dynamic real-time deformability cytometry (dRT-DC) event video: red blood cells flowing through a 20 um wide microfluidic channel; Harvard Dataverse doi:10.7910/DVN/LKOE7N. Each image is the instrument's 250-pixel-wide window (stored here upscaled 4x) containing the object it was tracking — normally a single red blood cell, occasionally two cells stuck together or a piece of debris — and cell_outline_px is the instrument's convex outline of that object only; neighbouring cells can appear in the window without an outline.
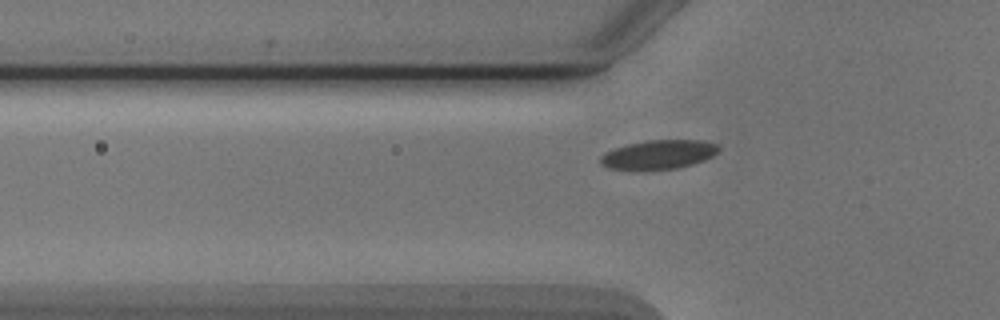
{"species": "Egyptian fruit bat (a non-hibernating species)", "species_latin": "Rousettus aegyptiacus", "temperature_condition": "cold", "stored_images_in_passage": 3, "camera_frame_rate_fps": 3000, "um_per_image_px": 0.085, "animal": {"sex": "male"}, "frame": {"image": 1, "passage_image": 3, "time_ms": 2.333, "image_size_px": [1000, 320], "cell_outline_px": [[720, 148], [712, 156], [704, 160], [692, 164], [676, 168], [608, 168], [600, 164], [600, 156], [604, 152], [628, 144], [648, 140], [704, 140], [716, 144]], "centroid_in_image_um": [55.99, 13.1], "position_along_channel_um": 69.8, "area_um2": 19.48}}